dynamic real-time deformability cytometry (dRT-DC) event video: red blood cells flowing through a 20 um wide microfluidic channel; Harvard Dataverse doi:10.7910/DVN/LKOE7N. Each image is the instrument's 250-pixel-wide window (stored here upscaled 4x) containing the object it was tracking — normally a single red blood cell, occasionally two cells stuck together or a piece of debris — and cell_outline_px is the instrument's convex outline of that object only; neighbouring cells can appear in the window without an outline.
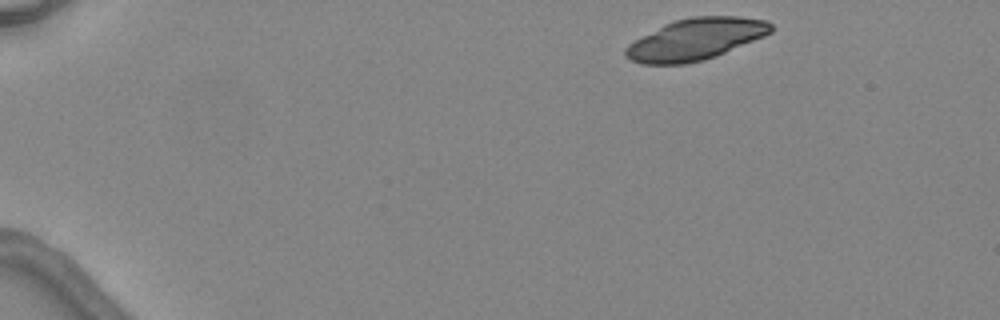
{"species": "common noctule bat (a hibernating species)", "species_latin": "Nyctalus noctula", "temperature_condition": "warm", "stored_images_in_passage": 3, "camera_frame_rate_fps": 3000, "um_per_image_px": 0.085, "animal": {"sex": "female", "body_mass_g": 24.6, "forearm_length_mm": 56.2}, "frame": {"image": 1, "passage_image": 1, "time_ms": 0.0, "image_size_px": [1000, 320], "cell_outline_px": [[772, 32], [764, 36], [716, 56], [704, 60], [684, 64], [640, 64], [624, 56], [624, 48], [628, 44], [664, 24], [676, 20], [692, 16], [740, 16], [764, 20], [772, 24]], "centroid_in_image_um": [59.11, 3.34], "position_along_channel_um": 25.9, "area_um2": 35.08}}